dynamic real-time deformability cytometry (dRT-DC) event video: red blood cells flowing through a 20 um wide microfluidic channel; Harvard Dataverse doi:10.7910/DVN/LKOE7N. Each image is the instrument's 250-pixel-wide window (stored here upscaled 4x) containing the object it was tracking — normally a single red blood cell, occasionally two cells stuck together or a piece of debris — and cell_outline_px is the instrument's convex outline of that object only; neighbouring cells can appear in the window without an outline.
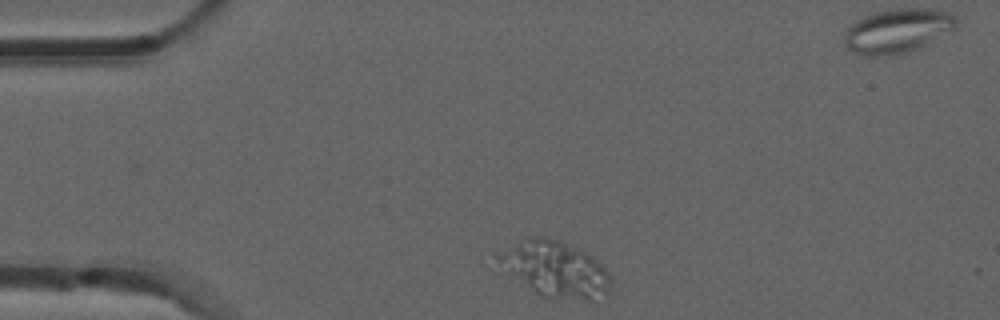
{"species": "common noctule bat (a hibernating species)", "species_latin": "Nyctalus noctula", "temperature_condition": "room temperature", "stored_images_in_passage": 44, "camera_frame_rate_fps": 3000, "um_per_image_px": 0.085, "animal": {"sex": "male", "forearm_length_mm": 52.5}, "frame": {"image": 1, "passage_image": 1, "time_ms": 0.0, "image_size_px": [1000, 320], "cell_outline_px": [[608, 292], [592, 300], [588, 300], [540, 296], [496, 264], [496, 256], [528, 236], [544, 236], [560, 240], [592, 256], [608, 272]], "centroid_in_image_um": [47.15, 22.85], "position_along_channel_um": 37.8, "area_um2": 35.72}}
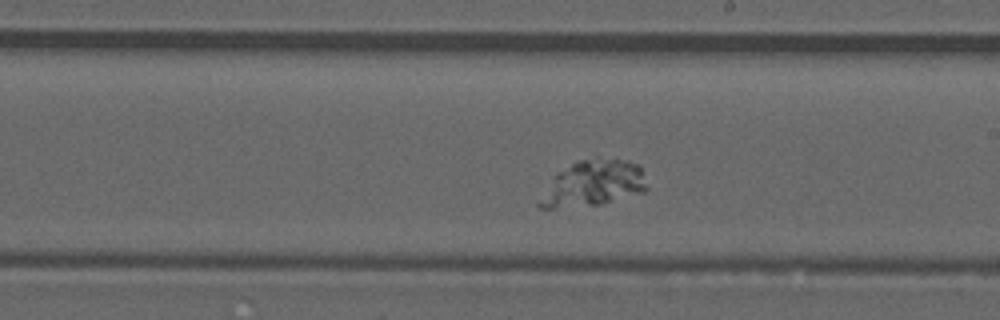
{"frame": {"image": 2, "passage_image": 20, "time_ms": 6.333, "image_size_px": [1000, 320], "cell_outline_px": [[648, 188], [644, 192], [600, 204], [552, 208], [536, 208], [536, 204], [556, 172], [576, 160], [596, 156], [628, 160], [640, 164]], "centroid_in_image_um": [50.43, 15.55], "position_along_channel_um": 238.6, "area_um2": 29.19}}
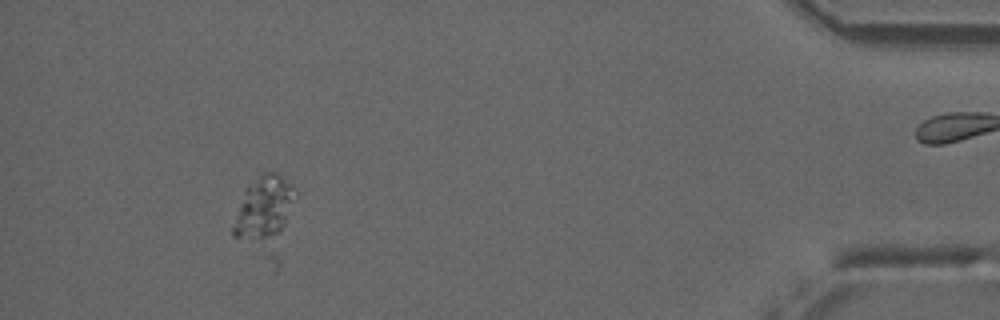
{"frame": {"image": 3, "passage_image": 39, "time_ms": 12.667, "image_size_px": [1000, 320], "cell_outline_px": [[296, 196], [284, 224], [276, 232], [264, 236], [232, 236], [232, 228], [244, 188], [264, 172], [276, 172], [296, 188]], "centroid_in_image_um": [22.44, 17.51], "position_along_channel_um": 412.8, "area_um2": 21.27}}